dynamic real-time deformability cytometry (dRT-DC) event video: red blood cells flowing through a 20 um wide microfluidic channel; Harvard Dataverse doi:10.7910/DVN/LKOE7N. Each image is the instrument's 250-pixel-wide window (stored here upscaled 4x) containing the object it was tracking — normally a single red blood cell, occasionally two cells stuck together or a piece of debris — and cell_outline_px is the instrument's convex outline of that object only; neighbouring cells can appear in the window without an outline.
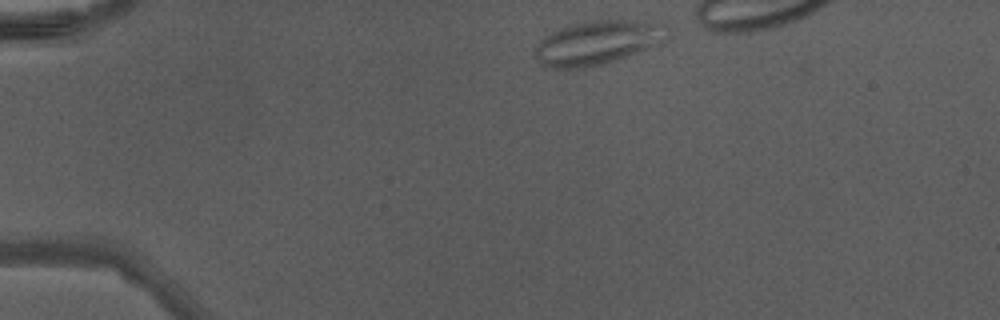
{"species": "Egyptian fruit bat (a non-hibernating species)", "species_latin": "Rousettus aegyptiacus", "temperature_condition": "warm", "stored_images_in_passage": 33, "camera_frame_rate_fps": 3000, "um_per_image_px": 0.085, "animal": {"sex": "male"}, "frame": {"image": 1, "passage_image": 1, "time_ms": 0.0, "image_size_px": [1000, 320], "cell_outline_px": [[668, 40], [664, 44], [600, 64], [580, 68], [544, 68], [536, 60], [536, 48], [540, 40], [544, 36], [560, 28], [584, 20], [624, 20], [664, 24]], "centroid_in_image_um": [50.78, 3.62], "position_along_channel_um": 34.2, "area_um2": 33.81}}
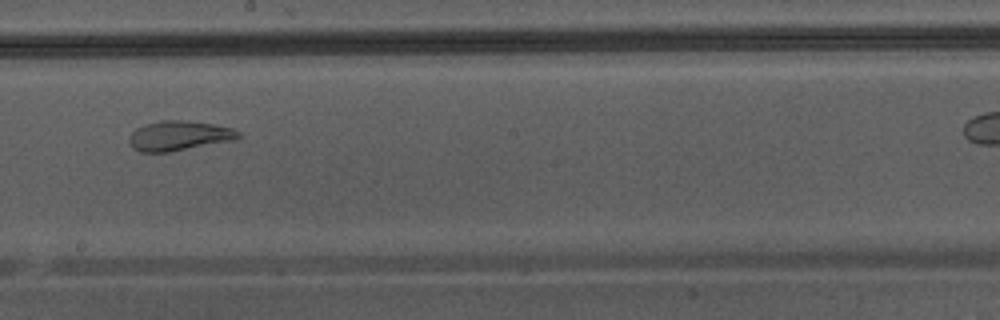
{"frame": {"image": 2, "passage_image": 19, "time_ms": 6.0, "image_size_px": [1000, 320], "cell_outline_px": [[244, 136], [232, 140], [168, 152], [140, 152], [132, 148], [128, 144], [128, 136], [136, 128], [144, 124], [160, 120], [184, 120], [212, 124], [232, 128], [240, 132]], "centroid_in_image_um": [15.16, 11.53], "position_along_channel_um": 233.0, "area_um2": 19.02}}